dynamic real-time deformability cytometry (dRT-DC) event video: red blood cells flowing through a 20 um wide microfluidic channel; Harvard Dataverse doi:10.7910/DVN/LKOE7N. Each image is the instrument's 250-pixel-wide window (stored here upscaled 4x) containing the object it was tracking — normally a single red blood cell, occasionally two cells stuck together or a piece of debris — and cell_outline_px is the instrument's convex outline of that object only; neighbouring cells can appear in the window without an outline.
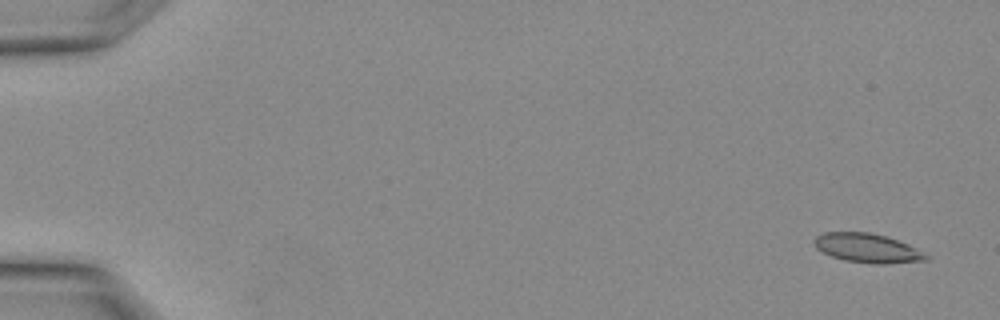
{"species": "Egyptian fruit bat (a non-hibernating species)", "species_latin": "Rousettus aegyptiacus", "temperature_condition": "warm", "stored_images_in_passage": 32, "camera_frame_rate_fps": 3000, "um_per_image_px": 0.085, "animal": {"sex": "female"}, "frame": {"image": 1, "passage_image": 2, "time_ms": 0.333, "image_size_px": [1000, 320], "cell_outline_px": [[928, 260], [888, 264], [876, 264], [844, 260], [832, 256], [816, 248], [812, 240], [816, 236], [824, 232], [868, 232], [884, 236], [908, 244], [916, 248], [928, 256]], "centroid_in_image_um": [73.7, 21.09], "position_along_channel_um": 11.3, "area_um2": 18.84}}
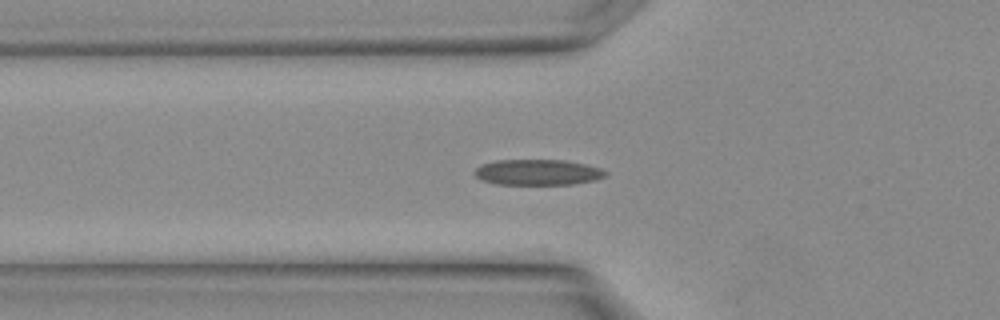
{"frame": {"image": 2, "passage_image": 12, "time_ms": 3.667, "image_size_px": [1000, 320], "cell_outline_px": [[608, 172], [604, 176], [596, 180], [576, 184], [496, 184], [480, 180], [472, 172], [480, 164], [496, 160], [564, 160], [584, 164], [600, 168]], "centroid_in_image_um": [45.67, 14.64], "position_along_channel_um": 80.1, "area_um2": 19.71}}
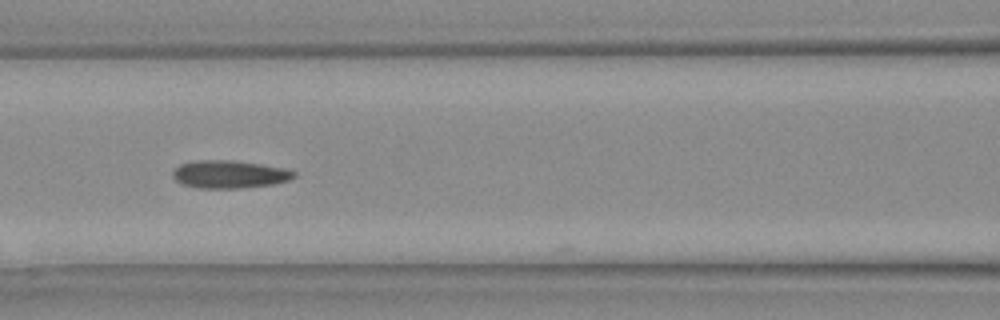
{"frame": {"image": 3, "passage_image": 15, "time_ms": 4.667, "image_size_px": [1000, 320], "cell_outline_px": [[296, 176], [288, 180], [272, 184], [240, 188], [200, 188], [184, 184], [176, 180], [172, 176], [172, 172], [180, 164], [196, 160], [232, 160], [260, 164], [280, 168], [296, 172]], "centroid_in_image_um": [19.47, 14.81], "position_along_channel_um": 147.1, "area_um2": 19.36}}